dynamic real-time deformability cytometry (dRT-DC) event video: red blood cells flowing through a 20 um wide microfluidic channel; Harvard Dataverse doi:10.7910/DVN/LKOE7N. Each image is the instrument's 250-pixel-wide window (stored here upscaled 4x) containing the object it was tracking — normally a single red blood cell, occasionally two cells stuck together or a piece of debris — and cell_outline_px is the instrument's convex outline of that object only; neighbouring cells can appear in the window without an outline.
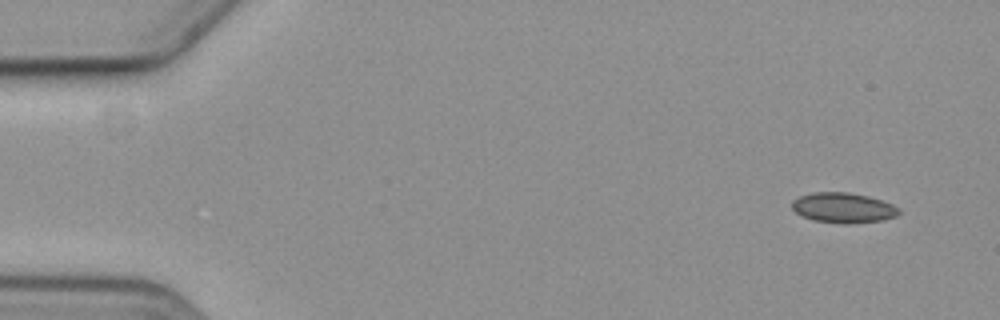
{"species": "common noctule bat (a hibernating species)", "species_latin": "Nyctalus noctula", "temperature_condition": "cold", "stored_images_in_passage": 6, "camera_frame_rate_fps": 3000, "um_per_image_px": 0.085, "animal": {"sex": "female", "body_mass_g": 19.3, "forearm_length_mm": 54.1}, "frame": {"image": 1, "passage_image": 1, "time_ms": 0.0, "image_size_px": [1000, 320], "cell_outline_px": [[900, 212], [896, 216], [884, 220], [848, 224], [840, 224], [812, 220], [796, 212], [792, 208], [792, 200], [800, 196], [812, 192], [848, 192], [868, 196], [892, 204]], "centroid_in_image_um": [71.65, 17.67], "position_along_channel_um": 13.3, "area_um2": 18.79}}
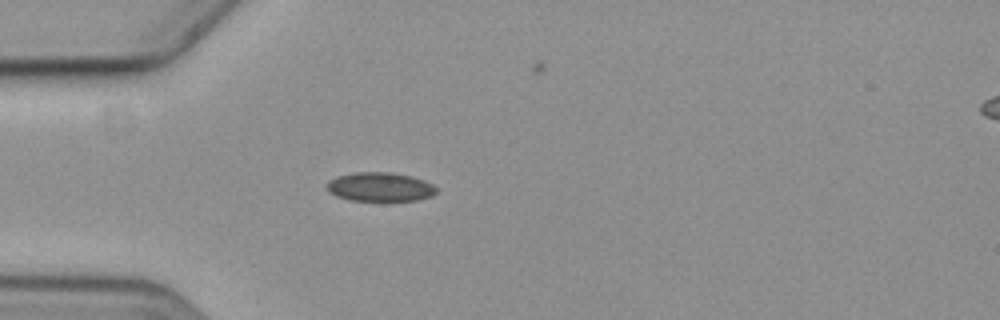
{"frame": {"image": 2, "passage_image": 5, "time_ms": 4.333, "image_size_px": [1000, 320], "cell_outline_px": [[436, 192], [432, 196], [416, 200], [348, 200], [336, 196], [328, 192], [324, 184], [328, 180], [336, 176], [356, 172], [392, 172], [412, 176], [424, 180], [432, 184], [436, 188]], "centroid_in_image_um": [32.25, 15.87], "position_along_channel_um": 52.8, "area_um2": 18.67}}